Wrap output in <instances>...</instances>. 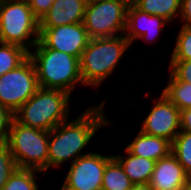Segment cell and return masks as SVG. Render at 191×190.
<instances>
[{
	"mask_svg": "<svg viewBox=\"0 0 191 190\" xmlns=\"http://www.w3.org/2000/svg\"><path fill=\"white\" fill-rule=\"evenodd\" d=\"M105 103L88 107L74 120H66L49 132L48 146V170L61 168L62 165L71 161L73 163L79 157L90 152L81 153L97 134L98 129L112 124L105 115Z\"/></svg>",
	"mask_w": 191,
	"mask_h": 190,
	"instance_id": "6da1fadb",
	"label": "cell"
},
{
	"mask_svg": "<svg viewBox=\"0 0 191 190\" xmlns=\"http://www.w3.org/2000/svg\"><path fill=\"white\" fill-rule=\"evenodd\" d=\"M29 51L40 88L61 90L72 94L76 85L84 86L79 58L46 48L40 41Z\"/></svg>",
	"mask_w": 191,
	"mask_h": 190,
	"instance_id": "7a4b0ae2",
	"label": "cell"
},
{
	"mask_svg": "<svg viewBox=\"0 0 191 190\" xmlns=\"http://www.w3.org/2000/svg\"><path fill=\"white\" fill-rule=\"evenodd\" d=\"M131 43L124 34L115 37L91 38L79 59L84 87L98 88L114 71Z\"/></svg>",
	"mask_w": 191,
	"mask_h": 190,
	"instance_id": "3957f363",
	"label": "cell"
},
{
	"mask_svg": "<svg viewBox=\"0 0 191 190\" xmlns=\"http://www.w3.org/2000/svg\"><path fill=\"white\" fill-rule=\"evenodd\" d=\"M71 95L53 89L39 88L15 113L21 124L50 132L69 119Z\"/></svg>",
	"mask_w": 191,
	"mask_h": 190,
	"instance_id": "277c9868",
	"label": "cell"
},
{
	"mask_svg": "<svg viewBox=\"0 0 191 190\" xmlns=\"http://www.w3.org/2000/svg\"><path fill=\"white\" fill-rule=\"evenodd\" d=\"M39 36V20L27 0H0V42L31 51Z\"/></svg>",
	"mask_w": 191,
	"mask_h": 190,
	"instance_id": "5b68a950",
	"label": "cell"
},
{
	"mask_svg": "<svg viewBox=\"0 0 191 190\" xmlns=\"http://www.w3.org/2000/svg\"><path fill=\"white\" fill-rule=\"evenodd\" d=\"M7 143L17 168L48 172V131L25 126L14 118Z\"/></svg>",
	"mask_w": 191,
	"mask_h": 190,
	"instance_id": "8992f818",
	"label": "cell"
},
{
	"mask_svg": "<svg viewBox=\"0 0 191 190\" xmlns=\"http://www.w3.org/2000/svg\"><path fill=\"white\" fill-rule=\"evenodd\" d=\"M128 6L124 1H88L83 24L89 37L104 38L124 34Z\"/></svg>",
	"mask_w": 191,
	"mask_h": 190,
	"instance_id": "52a82bcc",
	"label": "cell"
},
{
	"mask_svg": "<svg viewBox=\"0 0 191 190\" xmlns=\"http://www.w3.org/2000/svg\"><path fill=\"white\" fill-rule=\"evenodd\" d=\"M39 88L34 64L28 57L0 77V106L15 113Z\"/></svg>",
	"mask_w": 191,
	"mask_h": 190,
	"instance_id": "ba28073f",
	"label": "cell"
},
{
	"mask_svg": "<svg viewBox=\"0 0 191 190\" xmlns=\"http://www.w3.org/2000/svg\"><path fill=\"white\" fill-rule=\"evenodd\" d=\"M113 155L90 152L71 163L59 190H101L106 164Z\"/></svg>",
	"mask_w": 191,
	"mask_h": 190,
	"instance_id": "9c48e42d",
	"label": "cell"
},
{
	"mask_svg": "<svg viewBox=\"0 0 191 190\" xmlns=\"http://www.w3.org/2000/svg\"><path fill=\"white\" fill-rule=\"evenodd\" d=\"M39 32V41L46 48L61 51L79 59L91 39L83 22L39 28Z\"/></svg>",
	"mask_w": 191,
	"mask_h": 190,
	"instance_id": "30bf717a",
	"label": "cell"
},
{
	"mask_svg": "<svg viewBox=\"0 0 191 190\" xmlns=\"http://www.w3.org/2000/svg\"><path fill=\"white\" fill-rule=\"evenodd\" d=\"M159 96L139 130L172 143L180 132V110L162 92Z\"/></svg>",
	"mask_w": 191,
	"mask_h": 190,
	"instance_id": "8fae6325",
	"label": "cell"
},
{
	"mask_svg": "<svg viewBox=\"0 0 191 190\" xmlns=\"http://www.w3.org/2000/svg\"><path fill=\"white\" fill-rule=\"evenodd\" d=\"M168 23L164 18L149 15L131 3L127 9L124 36L131 44L142 39L147 44L153 45L156 44L153 42L157 41L158 35H161L162 28Z\"/></svg>",
	"mask_w": 191,
	"mask_h": 190,
	"instance_id": "7c38bea8",
	"label": "cell"
},
{
	"mask_svg": "<svg viewBox=\"0 0 191 190\" xmlns=\"http://www.w3.org/2000/svg\"><path fill=\"white\" fill-rule=\"evenodd\" d=\"M188 179L189 175L170 152L155 162L149 185L153 190H182Z\"/></svg>",
	"mask_w": 191,
	"mask_h": 190,
	"instance_id": "4fadbf2b",
	"label": "cell"
},
{
	"mask_svg": "<svg viewBox=\"0 0 191 190\" xmlns=\"http://www.w3.org/2000/svg\"><path fill=\"white\" fill-rule=\"evenodd\" d=\"M88 0H54L48 12L39 20V28L82 23Z\"/></svg>",
	"mask_w": 191,
	"mask_h": 190,
	"instance_id": "5bb4252c",
	"label": "cell"
},
{
	"mask_svg": "<svg viewBox=\"0 0 191 190\" xmlns=\"http://www.w3.org/2000/svg\"><path fill=\"white\" fill-rule=\"evenodd\" d=\"M124 148L133 155L158 161L171 152V142L164 138L145 134L139 130L132 142Z\"/></svg>",
	"mask_w": 191,
	"mask_h": 190,
	"instance_id": "9a60e30c",
	"label": "cell"
},
{
	"mask_svg": "<svg viewBox=\"0 0 191 190\" xmlns=\"http://www.w3.org/2000/svg\"><path fill=\"white\" fill-rule=\"evenodd\" d=\"M124 153V155L117 154L113 157L120 163L131 182L133 184L149 183L156 161L133 155L126 148Z\"/></svg>",
	"mask_w": 191,
	"mask_h": 190,
	"instance_id": "2e32d148",
	"label": "cell"
},
{
	"mask_svg": "<svg viewBox=\"0 0 191 190\" xmlns=\"http://www.w3.org/2000/svg\"><path fill=\"white\" fill-rule=\"evenodd\" d=\"M133 4L149 15H156L168 22L179 18L181 0H133Z\"/></svg>",
	"mask_w": 191,
	"mask_h": 190,
	"instance_id": "e0dca14e",
	"label": "cell"
},
{
	"mask_svg": "<svg viewBox=\"0 0 191 190\" xmlns=\"http://www.w3.org/2000/svg\"><path fill=\"white\" fill-rule=\"evenodd\" d=\"M132 185L120 163L113 157L106 164L101 190H130Z\"/></svg>",
	"mask_w": 191,
	"mask_h": 190,
	"instance_id": "ac0fdd59",
	"label": "cell"
},
{
	"mask_svg": "<svg viewBox=\"0 0 191 190\" xmlns=\"http://www.w3.org/2000/svg\"><path fill=\"white\" fill-rule=\"evenodd\" d=\"M162 93L181 111L191 108V83L176 80L171 74Z\"/></svg>",
	"mask_w": 191,
	"mask_h": 190,
	"instance_id": "d6986e66",
	"label": "cell"
},
{
	"mask_svg": "<svg viewBox=\"0 0 191 190\" xmlns=\"http://www.w3.org/2000/svg\"><path fill=\"white\" fill-rule=\"evenodd\" d=\"M29 57L24 47L11 43L0 42V77L17 68Z\"/></svg>",
	"mask_w": 191,
	"mask_h": 190,
	"instance_id": "ffe728a7",
	"label": "cell"
},
{
	"mask_svg": "<svg viewBox=\"0 0 191 190\" xmlns=\"http://www.w3.org/2000/svg\"><path fill=\"white\" fill-rule=\"evenodd\" d=\"M39 173L43 172L34 169L16 168L2 190H39L35 179L40 177L36 175Z\"/></svg>",
	"mask_w": 191,
	"mask_h": 190,
	"instance_id": "44dd1931",
	"label": "cell"
},
{
	"mask_svg": "<svg viewBox=\"0 0 191 190\" xmlns=\"http://www.w3.org/2000/svg\"><path fill=\"white\" fill-rule=\"evenodd\" d=\"M171 152L191 177V132L180 131L171 143Z\"/></svg>",
	"mask_w": 191,
	"mask_h": 190,
	"instance_id": "7402d4cb",
	"label": "cell"
},
{
	"mask_svg": "<svg viewBox=\"0 0 191 190\" xmlns=\"http://www.w3.org/2000/svg\"><path fill=\"white\" fill-rule=\"evenodd\" d=\"M170 60H191V26H181Z\"/></svg>",
	"mask_w": 191,
	"mask_h": 190,
	"instance_id": "603a6c76",
	"label": "cell"
},
{
	"mask_svg": "<svg viewBox=\"0 0 191 190\" xmlns=\"http://www.w3.org/2000/svg\"><path fill=\"white\" fill-rule=\"evenodd\" d=\"M17 168L7 142L0 143V190L3 189L9 176Z\"/></svg>",
	"mask_w": 191,
	"mask_h": 190,
	"instance_id": "cb8c5ba5",
	"label": "cell"
},
{
	"mask_svg": "<svg viewBox=\"0 0 191 190\" xmlns=\"http://www.w3.org/2000/svg\"><path fill=\"white\" fill-rule=\"evenodd\" d=\"M170 74L178 81L191 83V60H170Z\"/></svg>",
	"mask_w": 191,
	"mask_h": 190,
	"instance_id": "d4e9b609",
	"label": "cell"
},
{
	"mask_svg": "<svg viewBox=\"0 0 191 190\" xmlns=\"http://www.w3.org/2000/svg\"><path fill=\"white\" fill-rule=\"evenodd\" d=\"M13 120L14 113L0 106V143L7 142Z\"/></svg>",
	"mask_w": 191,
	"mask_h": 190,
	"instance_id": "484cf974",
	"label": "cell"
},
{
	"mask_svg": "<svg viewBox=\"0 0 191 190\" xmlns=\"http://www.w3.org/2000/svg\"><path fill=\"white\" fill-rule=\"evenodd\" d=\"M35 17L40 20L50 9L54 0H27Z\"/></svg>",
	"mask_w": 191,
	"mask_h": 190,
	"instance_id": "4316f807",
	"label": "cell"
},
{
	"mask_svg": "<svg viewBox=\"0 0 191 190\" xmlns=\"http://www.w3.org/2000/svg\"><path fill=\"white\" fill-rule=\"evenodd\" d=\"M179 19L183 26H191V0H181Z\"/></svg>",
	"mask_w": 191,
	"mask_h": 190,
	"instance_id": "83f0119b",
	"label": "cell"
},
{
	"mask_svg": "<svg viewBox=\"0 0 191 190\" xmlns=\"http://www.w3.org/2000/svg\"><path fill=\"white\" fill-rule=\"evenodd\" d=\"M180 131L191 132V108L180 111Z\"/></svg>",
	"mask_w": 191,
	"mask_h": 190,
	"instance_id": "f1b7e54d",
	"label": "cell"
},
{
	"mask_svg": "<svg viewBox=\"0 0 191 190\" xmlns=\"http://www.w3.org/2000/svg\"><path fill=\"white\" fill-rule=\"evenodd\" d=\"M130 190H153L149 183L133 184Z\"/></svg>",
	"mask_w": 191,
	"mask_h": 190,
	"instance_id": "f546056e",
	"label": "cell"
},
{
	"mask_svg": "<svg viewBox=\"0 0 191 190\" xmlns=\"http://www.w3.org/2000/svg\"><path fill=\"white\" fill-rule=\"evenodd\" d=\"M182 190H191V177H189L188 181L186 182Z\"/></svg>",
	"mask_w": 191,
	"mask_h": 190,
	"instance_id": "4dcf8cb0",
	"label": "cell"
},
{
	"mask_svg": "<svg viewBox=\"0 0 191 190\" xmlns=\"http://www.w3.org/2000/svg\"><path fill=\"white\" fill-rule=\"evenodd\" d=\"M88 1H96V0H88ZM114 1H124L126 2L128 5L133 3V0H114Z\"/></svg>",
	"mask_w": 191,
	"mask_h": 190,
	"instance_id": "1f68e13d",
	"label": "cell"
}]
</instances>
